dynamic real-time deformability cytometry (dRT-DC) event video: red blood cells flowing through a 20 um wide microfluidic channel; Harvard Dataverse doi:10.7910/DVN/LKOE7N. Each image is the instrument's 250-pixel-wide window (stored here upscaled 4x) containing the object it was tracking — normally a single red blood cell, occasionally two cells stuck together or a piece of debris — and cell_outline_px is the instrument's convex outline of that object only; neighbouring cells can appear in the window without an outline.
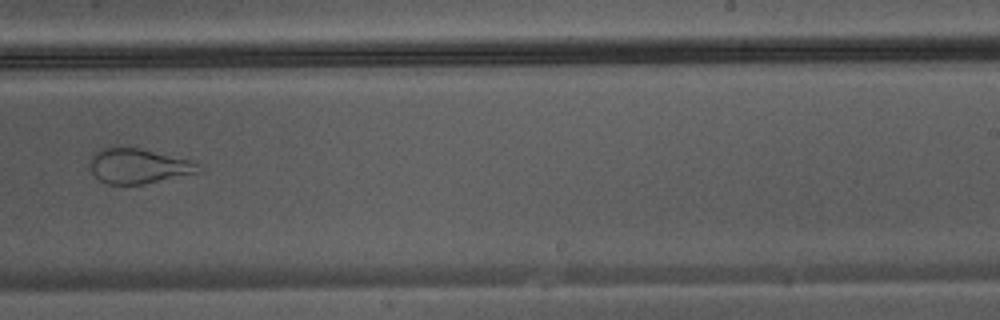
{"species": "Egyptian fruit bat (a non-hibernating species)", "species_latin": "Rousettus aegyptiacus", "temperature_condition": "warm", "stored_images_in_passage": 38, "camera_frame_rate_fps": 3000, "um_per_image_px": 0.085, "animal": {"sex": "male"}, "frame": {"image": 1, "passage_image": 22, "time_ms": 7.0, "image_size_px": [1000, 320], "cell_outline_px": [[200, 172], [144, 184], [108, 184], [100, 180], [92, 172], [88, 164], [88, 160], [100, 148], [140, 148], [192, 160], [200, 164]], "centroid_in_image_um": [11.77, 14.11], "position_along_channel_um": 277.2, "area_um2": 22.08}}
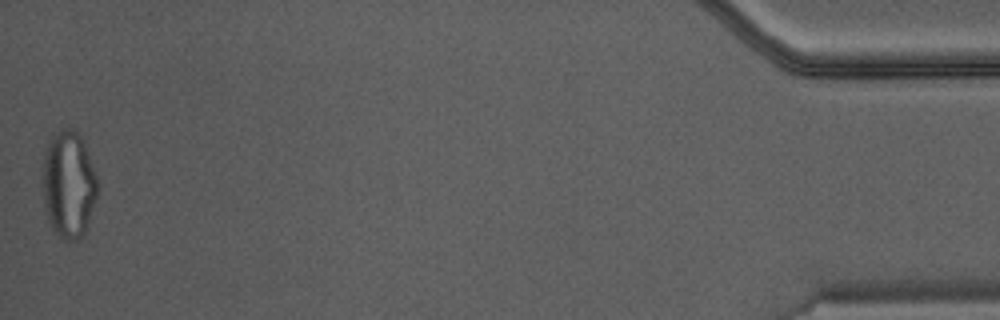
{"frame": {"image": 2, "passage_image": 38, "time_ms": 12.333, "image_size_px": [1000, 320], "cell_outline_px": [[100, 184], [84, 236], [80, 240], [68, 244], [52, 228], [48, 220], [44, 200], [44, 156], [48, 144], [64, 128], [76, 128], [84, 140]], "centroid_in_image_um": [5.89, 15.72], "position_along_channel_um": 429.3, "area_um2": 34.33}}